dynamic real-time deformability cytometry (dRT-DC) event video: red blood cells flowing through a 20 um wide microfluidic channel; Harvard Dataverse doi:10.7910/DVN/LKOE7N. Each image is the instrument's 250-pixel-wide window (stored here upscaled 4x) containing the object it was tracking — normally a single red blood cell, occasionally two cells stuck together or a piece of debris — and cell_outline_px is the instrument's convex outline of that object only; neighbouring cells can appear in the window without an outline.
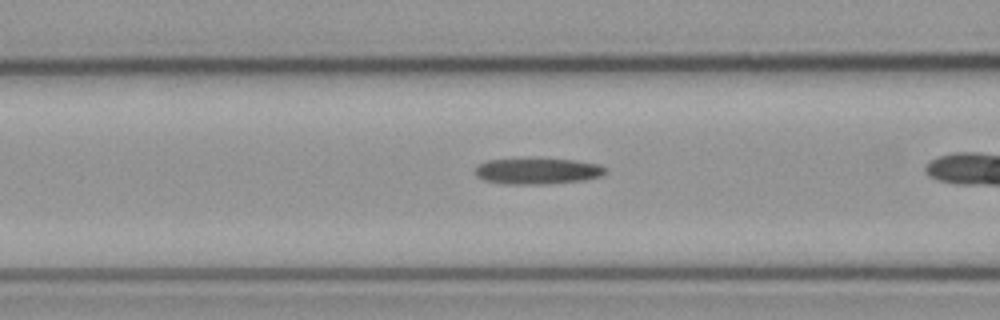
{"species": "common noctule bat (a hibernating species)", "species_latin": "Nyctalus noctula", "temperature_condition": "cold", "stored_images_in_passage": 39, "camera_frame_rate_fps": 3000, "um_per_image_px": 0.085, "animal": {"sex": "male", "body_mass_g": 23.1, "forearm_length_mm": 52.7}, "frame": {"image": 1, "passage_image": 18, "time_ms": 5.667, "image_size_px": [1000, 320], "cell_outline_px": [[604, 172], [600, 176], [584, 180], [544, 184], [504, 184], [484, 180], [476, 176], [476, 168], [480, 164], [488, 160], [572, 160], [596, 164], [604, 168]], "centroid_in_image_um": [45.64, 14.57], "position_along_channel_um": 121.0, "area_um2": 19.02}}
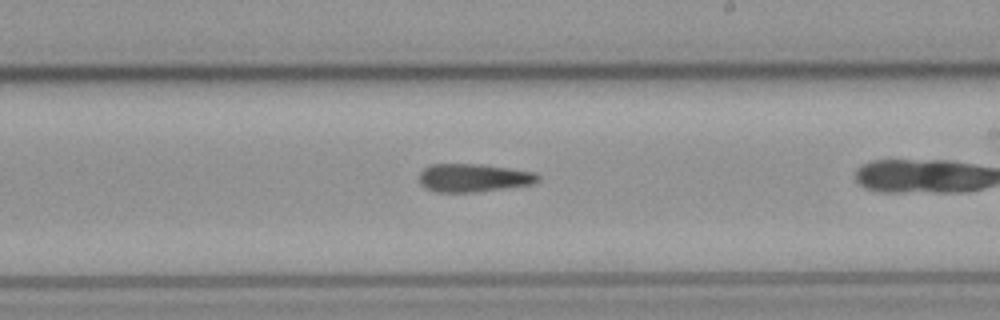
{"frame": {"image": 2, "passage_image": 28, "time_ms": 9.0, "image_size_px": [1000, 320], "cell_outline_px": [[540, 180], [532, 184], [472, 192], [436, 192], [420, 184], [420, 172], [424, 168], [432, 164], [476, 164], [508, 168], [536, 172], [540, 176]], "centroid_in_image_um": [40.25, 15.11], "position_along_channel_um": 248.7, "area_um2": 19.25}}
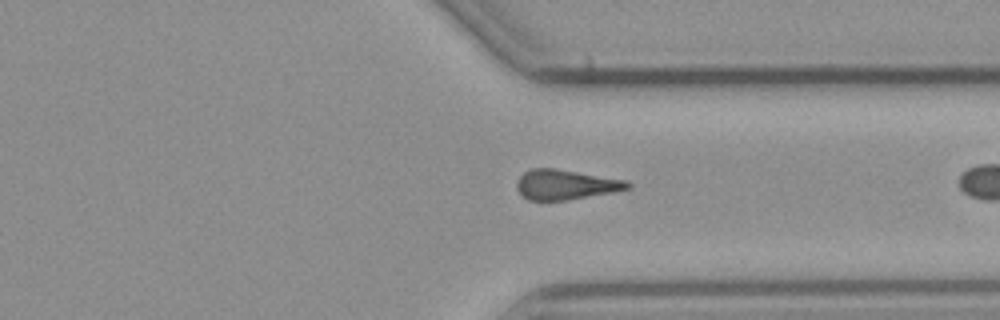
{"frame": {"image": 3, "passage_image": 37, "time_ms": 12.0, "image_size_px": [1000, 320], "cell_outline_px": [[632, 188], [612, 192], [564, 200], [528, 200], [520, 196], [516, 188], [516, 184], [520, 176], [524, 172], [532, 168], [556, 168], [628, 180], [632, 184]], "centroid_in_image_um": [48.07, 15.68], "position_along_channel_um": 363.3, "area_um2": 19.48}}